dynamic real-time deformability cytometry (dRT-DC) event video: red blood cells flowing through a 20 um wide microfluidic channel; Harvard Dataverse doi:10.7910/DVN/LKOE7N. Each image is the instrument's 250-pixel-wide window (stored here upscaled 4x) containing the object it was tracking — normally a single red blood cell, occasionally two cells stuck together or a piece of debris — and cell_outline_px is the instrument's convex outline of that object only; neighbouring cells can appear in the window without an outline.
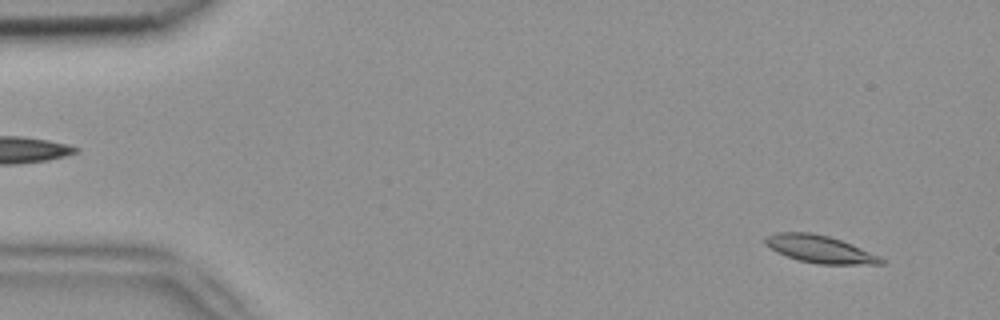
{"species": "common noctule bat (a hibernating species)", "species_latin": "Nyctalus noctula", "temperature_condition": "room temperature", "stored_images_in_passage": 53, "camera_frame_rate_fps": 3000, "um_per_image_px": 0.085, "animal": {"sex": "female", "body_mass_g": 18.4}, "frame": {"image": 1, "passage_image": 4, "time_ms": 1.0, "image_size_px": [1000, 320], "cell_outline_px": [[884, 264], [816, 264], [796, 260], [776, 252], [764, 244], [764, 236], [776, 232], [812, 232], [828, 236], [852, 244], [880, 256], [884, 260]], "centroid_in_image_um": [69.63, 21.17], "position_along_channel_um": 15.4, "area_um2": 18.73}}
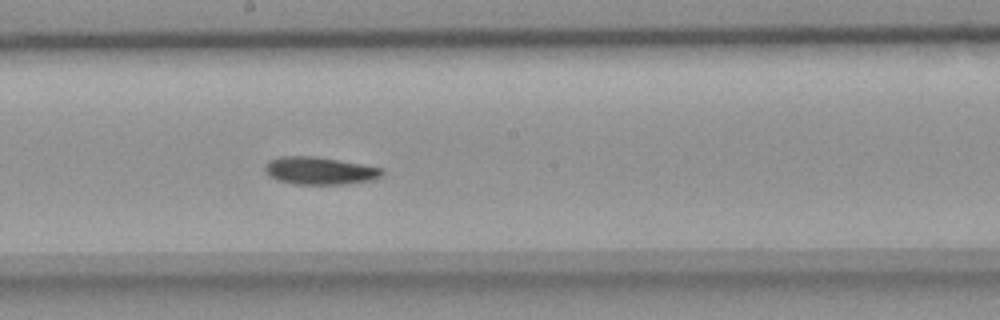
{"frame": {"image": 2, "passage_image": 29, "time_ms": 9.333, "image_size_px": [1000, 320], "cell_outline_px": [[384, 172], [380, 176], [372, 180], [348, 184], [296, 184], [276, 180], [268, 176], [264, 168], [264, 164], [268, 160], [280, 156], [316, 156], [384, 168]], "centroid_in_image_um": [27.14, 14.51], "position_along_channel_um": 221.1, "area_um2": 19.02}}
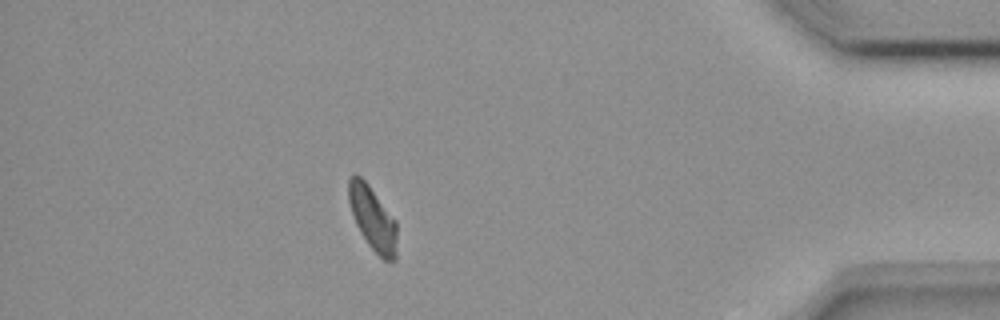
{"frame": {"image": 3, "passage_image": 47, "time_ms": 15.333, "image_size_px": [1000, 320], "cell_outline_px": [[396, 260], [384, 260], [368, 244], [360, 232], [356, 224], [348, 200], [348, 180], [356, 172], [368, 184], [396, 220]], "centroid_in_image_um": [31.67, 18.54], "position_along_channel_um": 403.5, "area_um2": 17.8}, "authors_computed_cell_mechanics": {"area_um2": 18.5538, "velocity_mm_per_s": 3.7913, "shape_relaxation_time_tau1_ms": 5.3528, "shape_relaxation_time_tau2_ms": null, "deformation_change_tau1": 0.1365, "deformation_change_tau2": null}}